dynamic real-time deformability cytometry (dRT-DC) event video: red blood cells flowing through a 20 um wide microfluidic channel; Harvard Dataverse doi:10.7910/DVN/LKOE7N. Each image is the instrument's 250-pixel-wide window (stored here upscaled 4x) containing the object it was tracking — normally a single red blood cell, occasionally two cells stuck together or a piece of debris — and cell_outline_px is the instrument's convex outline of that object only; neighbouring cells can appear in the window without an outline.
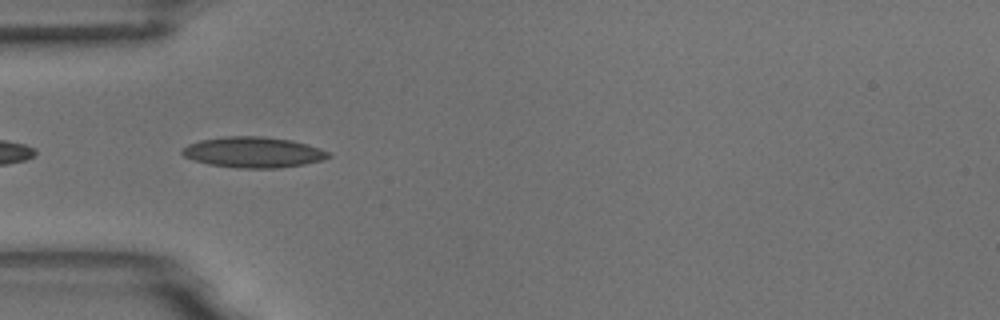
{"species": "common noctule bat (a hibernating species)", "species_latin": "Nyctalus noctula", "temperature_condition": "room temperature", "stored_images_in_passage": 6, "camera_frame_rate_fps": 3000, "um_per_image_px": 0.085, "animal": {"sex": "male", "body_mass_g": 18.8}, "frame": {"image": 1, "passage_image": 2, "time_ms": 0.333, "image_size_px": [1000, 320], "cell_outline_px": [[332, 156], [320, 160], [304, 164], [280, 168], [236, 168], [208, 164], [184, 156], [180, 152], [188, 144], [200, 140], [224, 136], [264, 136], [292, 140], [308, 144], [320, 148], [328, 152]], "centroid_in_image_um": [21.53, 12.93], "position_along_channel_um": 63.5, "area_um2": 26.18}}